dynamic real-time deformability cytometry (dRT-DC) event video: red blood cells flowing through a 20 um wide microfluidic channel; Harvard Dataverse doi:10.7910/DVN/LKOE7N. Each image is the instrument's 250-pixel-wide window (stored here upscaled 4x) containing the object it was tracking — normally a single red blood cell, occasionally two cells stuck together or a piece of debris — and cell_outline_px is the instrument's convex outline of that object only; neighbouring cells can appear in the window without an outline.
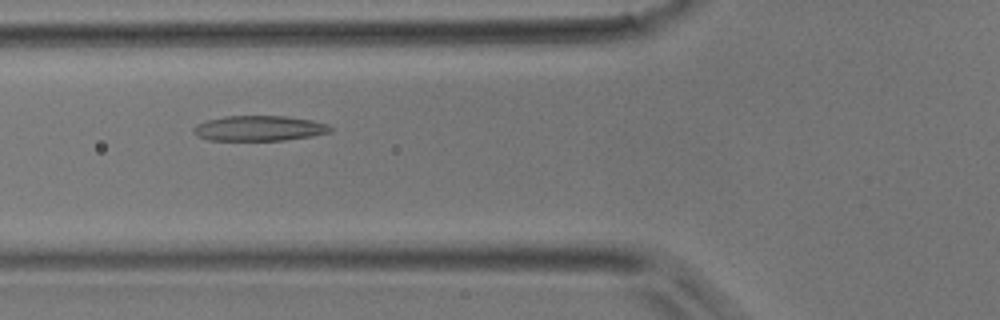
{"species": "common noctule bat (a hibernating species)", "species_latin": "Nyctalus noctula", "temperature_condition": "room temperature", "stored_images_in_passage": 42, "camera_frame_rate_fps": 3000, "um_per_image_px": 0.085, "animal": {"sex": "male", "body_mass_g": 17.9}, "frame": {"image": 1, "passage_image": 16, "time_ms": 5.0, "image_size_px": [1000, 320], "cell_outline_px": [[332, 132], [312, 136], [284, 140], [208, 140], [196, 136], [192, 132], [192, 128], [196, 124], [208, 120], [228, 116], [284, 116], [312, 120], [328, 124], [332, 128]], "centroid_in_image_um": [22.02, 10.91], "position_along_channel_um": 103.8, "area_um2": 20.17}}
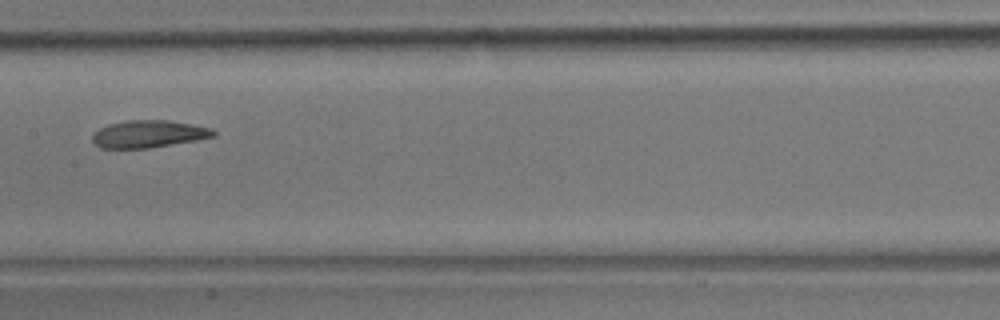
{"frame": {"image": 2, "passage_image": 22, "time_ms": 7.0, "image_size_px": [1000, 320], "cell_outline_px": [[216, 136], [196, 140], [148, 148], [100, 148], [92, 140], [92, 136], [100, 128], [108, 124], [128, 120], [168, 120], [192, 124], [212, 128], [216, 132]], "centroid_in_image_um": [12.65, 11.38], "position_along_channel_um": 194.8, "area_um2": 19.19}}
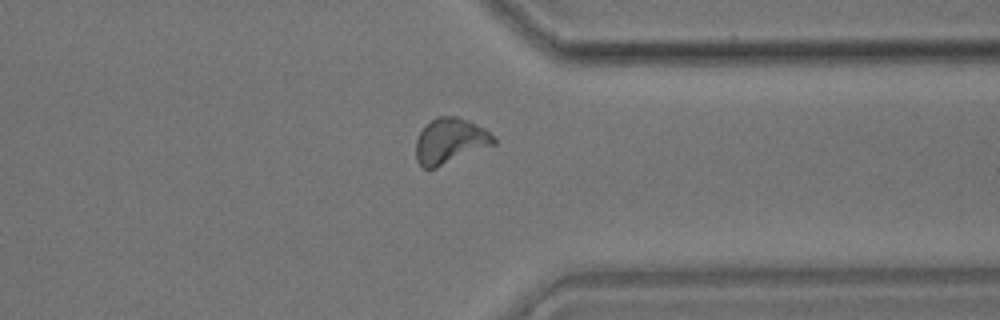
{"frame": {"image": 3, "passage_image": 34, "time_ms": 11.0, "image_size_px": [1000, 320], "cell_outline_px": [[496, 144], [436, 168], [424, 168], [416, 160], [416, 140], [420, 132], [436, 116], [456, 116], [468, 120], [484, 128], [496, 136]], "centroid_in_image_um": [38.29, 11.98], "position_along_channel_um": 373.1, "area_um2": 20.63}}